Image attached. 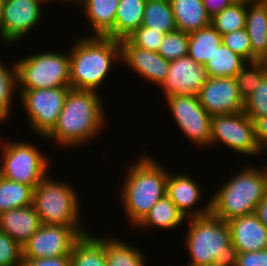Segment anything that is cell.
<instances>
[{
    "label": "cell",
    "instance_id": "836d02e7",
    "mask_svg": "<svg viewBox=\"0 0 267 266\" xmlns=\"http://www.w3.org/2000/svg\"><path fill=\"white\" fill-rule=\"evenodd\" d=\"M189 34L180 30L166 33L158 53L166 60H177L188 55Z\"/></svg>",
    "mask_w": 267,
    "mask_h": 266
},
{
    "label": "cell",
    "instance_id": "ab89813d",
    "mask_svg": "<svg viewBox=\"0 0 267 266\" xmlns=\"http://www.w3.org/2000/svg\"><path fill=\"white\" fill-rule=\"evenodd\" d=\"M21 266H71L70 255L52 258H23Z\"/></svg>",
    "mask_w": 267,
    "mask_h": 266
},
{
    "label": "cell",
    "instance_id": "30bf717a",
    "mask_svg": "<svg viewBox=\"0 0 267 266\" xmlns=\"http://www.w3.org/2000/svg\"><path fill=\"white\" fill-rule=\"evenodd\" d=\"M220 143L240 155L262 154L256 142L254 122L244 112L212 116L211 146Z\"/></svg>",
    "mask_w": 267,
    "mask_h": 266
},
{
    "label": "cell",
    "instance_id": "44dd1931",
    "mask_svg": "<svg viewBox=\"0 0 267 266\" xmlns=\"http://www.w3.org/2000/svg\"><path fill=\"white\" fill-rule=\"evenodd\" d=\"M119 0H80L77 6L83 8L90 23V36L114 39V23ZM92 31V32H91Z\"/></svg>",
    "mask_w": 267,
    "mask_h": 266
},
{
    "label": "cell",
    "instance_id": "5bb4252c",
    "mask_svg": "<svg viewBox=\"0 0 267 266\" xmlns=\"http://www.w3.org/2000/svg\"><path fill=\"white\" fill-rule=\"evenodd\" d=\"M204 65L196 63L189 55L171 60L165 80L160 85L164 98L172 95H198L209 79Z\"/></svg>",
    "mask_w": 267,
    "mask_h": 266
},
{
    "label": "cell",
    "instance_id": "ba28073f",
    "mask_svg": "<svg viewBox=\"0 0 267 266\" xmlns=\"http://www.w3.org/2000/svg\"><path fill=\"white\" fill-rule=\"evenodd\" d=\"M0 149V175L3 178L35 189L48 175L51 162L33 143L8 140Z\"/></svg>",
    "mask_w": 267,
    "mask_h": 266
},
{
    "label": "cell",
    "instance_id": "f546056e",
    "mask_svg": "<svg viewBox=\"0 0 267 266\" xmlns=\"http://www.w3.org/2000/svg\"><path fill=\"white\" fill-rule=\"evenodd\" d=\"M33 190L29 185L7 180L0 175V214L33 204Z\"/></svg>",
    "mask_w": 267,
    "mask_h": 266
},
{
    "label": "cell",
    "instance_id": "4dcf8cb0",
    "mask_svg": "<svg viewBox=\"0 0 267 266\" xmlns=\"http://www.w3.org/2000/svg\"><path fill=\"white\" fill-rule=\"evenodd\" d=\"M246 12L247 3L233 2L211 18V25L221 35L244 29L246 27Z\"/></svg>",
    "mask_w": 267,
    "mask_h": 266
},
{
    "label": "cell",
    "instance_id": "60d3db41",
    "mask_svg": "<svg viewBox=\"0 0 267 266\" xmlns=\"http://www.w3.org/2000/svg\"><path fill=\"white\" fill-rule=\"evenodd\" d=\"M254 125L257 145L261 153H264L267 149V116L257 118Z\"/></svg>",
    "mask_w": 267,
    "mask_h": 266
},
{
    "label": "cell",
    "instance_id": "8992f818",
    "mask_svg": "<svg viewBox=\"0 0 267 266\" xmlns=\"http://www.w3.org/2000/svg\"><path fill=\"white\" fill-rule=\"evenodd\" d=\"M75 191L69 183L47 175L33 190V206L41 224L73 226L81 235L90 232L82 226L81 201Z\"/></svg>",
    "mask_w": 267,
    "mask_h": 266
},
{
    "label": "cell",
    "instance_id": "e0dca14e",
    "mask_svg": "<svg viewBox=\"0 0 267 266\" xmlns=\"http://www.w3.org/2000/svg\"><path fill=\"white\" fill-rule=\"evenodd\" d=\"M203 191L199 183L195 182L189 175L185 173L175 175L170 171L168 172L166 195L186 219L203 217L211 213V199L206 202L204 208H195L200 200H203Z\"/></svg>",
    "mask_w": 267,
    "mask_h": 266
},
{
    "label": "cell",
    "instance_id": "7c38bea8",
    "mask_svg": "<svg viewBox=\"0 0 267 266\" xmlns=\"http://www.w3.org/2000/svg\"><path fill=\"white\" fill-rule=\"evenodd\" d=\"M82 235L73 226L41 224L22 245V258H52L70 255Z\"/></svg>",
    "mask_w": 267,
    "mask_h": 266
},
{
    "label": "cell",
    "instance_id": "7dc6e473",
    "mask_svg": "<svg viewBox=\"0 0 267 266\" xmlns=\"http://www.w3.org/2000/svg\"><path fill=\"white\" fill-rule=\"evenodd\" d=\"M0 122H3V121L0 120ZM3 142H4V141H2V140L0 139V145H1L0 147H1V148L3 147V145H2V144H4Z\"/></svg>",
    "mask_w": 267,
    "mask_h": 266
},
{
    "label": "cell",
    "instance_id": "9a60e30c",
    "mask_svg": "<svg viewBox=\"0 0 267 266\" xmlns=\"http://www.w3.org/2000/svg\"><path fill=\"white\" fill-rule=\"evenodd\" d=\"M201 106L211 115H224L243 112L241 98L235 78H209L199 91Z\"/></svg>",
    "mask_w": 267,
    "mask_h": 266
},
{
    "label": "cell",
    "instance_id": "603a6c76",
    "mask_svg": "<svg viewBox=\"0 0 267 266\" xmlns=\"http://www.w3.org/2000/svg\"><path fill=\"white\" fill-rule=\"evenodd\" d=\"M186 217L175 206L171 199L164 195L146 214V216L135 226L136 229H163L170 230L183 225Z\"/></svg>",
    "mask_w": 267,
    "mask_h": 266
},
{
    "label": "cell",
    "instance_id": "d6986e66",
    "mask_svg": "<svg viewBox=\"0 0 267 266\" xmlns=\"http://www.w3.org/2000/svg\"><path fill=\"white\" fill-rule=\"evenodd\" d=\"M41 221L33 204L0 214V231L21 246L40 228Z\"/></svg>",
    "mask_w": 267,
    "mask_h": 266
},
{
    "label": "cell",
    "instance_id": "74e56055",
    "mask_svg": "<svg viewBox=\"0 0 267 266\" xmlns=\"http://www.w3.org/2000/svg\"><path fill=\"white\" fill-rule=\"evenodd\" d=\"M222 43L247 62H252V50L246 28L222 35Z\"/></svg>",
    "mask_w": 267,
    "mask_h": 266
},
{
    "label": "cell",
    "instance_id": "1f68e13d",
    "mask_svg": "<svg viewBox=\"0 0 267 266\" xmlns=\"http://www.w3.org/2000/svg\"><path fill=\"white\" fill-rule=\"evenodd\" d=\"M1 60L2 59H0V120L5 121L11 115L12 99L14 98L13 96L18 93V82L16 62L11 64V67H7Z\"/></svg>",
    "mask_w": 267,
    "mask_h": 266
},
{
    "label": "cell",
    "instance_id": "e575fe53",
    "mask_svg": "<svg viewBox=\"0 0 267 266\" xmlns=\"http://www.w3.org/2000/svg\"><path fill=\"white\" fill-rule=\"evenodd\" d=\"M243 112L254 122L267 116V75L258 83L255 91L244 101Z\"/></svg>",
    "mask_w": 267,
    "mask_h": 266
},
{
    "label": "cell",
    "instance_id": "7bdbcfd3",
    "mask_svg": "<svg viewBox=\"0 0 267 266\" xmlns=\"http://www.w3.org/2000/svg\"><path fill=\"white\" fill-rule=\"evenodd\" d=\"M255 214L260 221L267 227V194L256 207Z\"/></svg>",
    "mask_w": 267,
    "mask_h": 266
},
{
    "label": "cell",
    "instance_id": "2e32d148",
    "mask_svg": "<svg viewBox=\"0 0 267 266\" xmlns=\"http://www.w3.org/2000/svg\"><path fill=\"white\" fill-rule=\"evenodd\" d=\"M120 42V62L131 68L144 80L160 86L165 80L170 61L158 52L133 46L126 38Z\"/></svg>",
    "mask_w": 267,
    "mask_h": 266
},
{
    "label": "cell",
    "instance_id": "d6a6232c",
    "mask_svg": "<svg viewBox=\"0 0 267 266\" xmlns=\"http://www.w3.org/2000/svg\"><path fill=\"white\" fill-rule=\"evenodd\" d=\"M267 75V60L246 62L235 75L241 98L245 101L257 88L258 83Z\"/></svg>",
    "mask_w": 267,
    "mask_h": 266
},
{
    "label": "cell",
    "instance_id": "277c9868",
    "mask_svg": "<svg viewBox=\"0 0 267 266\" xmlns=\"http://www.w3.org/2000/svg\"><path fill=\"white\" fill-rule=\"evenodd\" d=\"M248 166V167H247ZM211 198V214L224 221L253 214L267 194V169L246 165Z\"/></svg>",
    "mask_w": 267,
    "mask_h": 266
},
{
    "label": "cell",
    "instance_id": "7a4b0ae2",
    "mask_svg": "<svg viewBox=\"0 0 267 266\" xmlns=\"http://www.w3.org/2000/svg\"><path fill=\"white\" fill-rule=\"evenodd\" d=\"M147 154L129 164L121 188V204L129 225L134 227L166 195L169 170Z\"/></svg>",
    "mask_w": 267,
    "mask_h": 266
},
{
    "label": "cell",
    "instance_id": "b9f144b4",
    "mask_svg": "<svg viewBox=\"0 0 267 266\" xmlns=\"http://www.w3.org/2000/svg\"><path fill=\"white\" fill-rule=\"evenodd\" d=\"M233 2V0H203L205 10L210 18L219 14Z\"/></svg>",
    "mask_w": 267,
    "mask_h": 266
},
{
    "label": "cell",
    "instance_id": "ac0fdd59",
    "mask_svg": "<svg viewBox=\"0 0 267 266\" xmlns=\"http://www.w3.org/2000/svg\"><path fill=\"white\" fill-rule=\"evenodd\" d=\"M235 252L267 249V227L255 213L227 221Z\"/></svg>",
    "mask_w": 267,
    "mask_h": 266
},
{
    "label": "cell",
    "instance_id": "4316f807",
    "mask_svg": "<svg viewBox=\"0 0 267 266\" xmlns=\"http://www.w3.org/2000/svg\"><path fill=\"white\" fill-rule=\"evenodd\" d=\"M141 26L164 34L175 31L177 27L170 0H147Z\"/></svg>",
    "mask_w": 267,
    "mask_h": 266
},
{
    "label": "cell",
    "instance_id": "5b68a950",
    "mask_svg": "<svg viewBox=\"0 0 267 266\" xmlns=\"http://www.w3.org/2000/svg\"><path fill=\"white\" fill-rule=\"evenodd\" d=\"M188 221L185 246L191 258L187 266H231L235 251L228 223L211 213Z\"/></svg>",
    "mask_w": 267,
    "mask_h": 266
},
{
    "label": "cell",
    "instance_id": "d590c367",
    "mask_svg": "<svg viewBox=\"0 0 267 266\" xmlns=\"http://www.w3.org/2000/svg\"><path fill=\"white\" fill-rule=\"evenodd\" d=\"M165 34L152 28L140 26L126 39L138 48L158 52Z\"/></svg>",
    "mask_w": 267,
    "mask_h": 266
},
{
    "label": "cell",
    "instance_id": "8fae6325",
    "mask_svg": "<svg viewBox=\"0 0 267 266\" xmlns=\"http://www.w3.org/2000/svg\"><path fill=\"white\" fill-rule=\"evenodd\" d=\"M164 100L173 120L195 147L211 146L212 116L201 106L198 95H172Z\"/></svg>",
    "mask_w": 267,
    "mask_h": 266
},
{
    "label": "cell",
    "instance_id": "f6af8a7d",
    "mask_svg": "<svg viewBox=\"0 0 267 266\" xmlns=\"http://www.w3.org/2000/svg\"><path fill=\"white\" fill-rule=\"evenodd\" d=\"M4 1L5 0H0V18H1L2 11H3Z\"/></svg>",
    "mask_w": 267,
    "mask_h": 266
},
{
    "label": "cell",
    "instance_id": "cb8c5ba5",
    "mask_svg": "<svg viewBox=\"0 0 267 266\" xmlns=\"http://www.w3.org/2000/svg\"><path fill=\"white\" fill-rule=\"evenodd\" d=\"M71 266H108L104 236L86 233L73 245L70 253Z\"/></svg>",
    "mask_w": 267,
    "mask_h": 266
},
{
    "label": "cell",
    "instance_id": "52a82bcc",
    "mask_svg": "<svg viewBox=\"0 0 267 266\" xmlns=\"http://www.w3.org/2000/svg\"><path fill=\"white\" fill-rule=\"evenodd\" d=\"M18 90L70 87V55L44 51L17 60Z\"/></svg>",
    "mask_w": 267,
    "mask_h": 266
},
{
    "label": "cell",
    "instance_id": "9c48e42d",
    "mask_svg": "<svg viewBox=\"0 0 267 266\" xmlns=\"http://www.w3.org/2000/svg\"><path fill=\"white\" fill-rule=\"evenodd\" d=\"M71 87L19 90L30 130L46 137L55 127Z\"/></svg>",
    "mask_w": 267,
    "mask_h": 266
},
{
    "label": "cell",
    "instance_id": "ee69618b",
    "mask_svg": "<svg viewBox=\"0 0 267 266\" xmlns=\"http://www.w3.org/2000/svg\"><path fill=\"white\" fill-rule=\"evenodd\" d=\"M47 2L49 1H54V0H46ZM56 1H61V2H65V3H71V6H77V4L79 3L80 0H56Z\"/></svg>",
    "mask_w": 267,
    "mask_h": 266
},
{
    "label": "cell",
    "instance_id": "484cf974",
    "mask_svg": "<svg viewBox=\"0 0 267 266\" xmlns=\"http://www.w3.org/2000/svg\"><path fill=\"white\" fill-rule=\"evenodd\" d=\"M222 44V35L212 26L189 34L188 55L198 64L205 65Z\"/></svg>",
    "mask_w": 267,
    "mask_h": 266
},
{
    "label": "cell",
    "instance_id": "f1b7e54d",
    "mask_svg": "<svg viewBox=\"0 0 267 266\" xmlns=\"http://www.w3.org/2000/svg\"><path fill=\"white\" fill-rule=\"evenodd\" d=\"M108 266H145L147 260L141 250L116 237H104Z\"/></svg>",
    "mask_w": 267,
    "mask_h": 266
},
{
    "label": "cell",
    "instance_id": "6da1fadb",
    "mask_svg": "<svg viewBox=\"0 0 267 266\" xmlns=\"http://www.w3.org/2000/svg\"><path fill=\"white\" fill-rule=\"evenodd\" d=\"M104 111L98 92L70 88L57 123L44 140L63 148L86 145L102 133L107 120Z\"/></svg>",
    "mask_w": 267,
    "mask_h": 266
},
{
    "label": "cell",
    "instance_id": "83f0119b",
    "mask_svg": "<svg viewBox=\"0 0 267 266\" xmlns=\"http://www.w3.org/2000/svg\"><path fill=\"white\" fill-rule=\"evenodd\" d=\"M246 62L247 61L243 57L233 52L222 43L216 49L213 56L206 62L204 67L207 69L209 77L211 78H234Z\"/></svg>",
    "mask_w": 267,
    "mask_h": 266
},
{
    "label": "cell",
    "instance_id": "8d00e7d4",
    "mask_svg": "<svg viewBox=\"0 0 267 266\" xmlns=\"http://www.w3.org/2000/svg\"><path fill=\"white\" fill-rule=\"evenodd\" d=\"M22 246L0 231V266H21Z\"/></svg>",
    "mask_w": 267,
    "mask_h": 266
},
{
    "label": "cell",
    "instance_id": "3957f363",
    "mask_svg": "<svg viewBox=\"0 0 267 266\" xmlns=\"http://www.w3.org/2000/svg\"><path fill=\"white\" fill-rule=\"evenodd\" d=\"M69 49L70 87L98 92L114 63L120 61V42L101 36L81 35Z\"/></svg>",
    "mask_w": 267,
    "mask_h": 266
},
{
    "label": "cell",
    "instance_id": "d4e9b609",
    "mask_svg": "<svg viewBox=\"0 0 267 266\" xmlns=\"http://www.w3.org/2000/svg\"><path fill=\"white\" fill-rule=\"evenodd\" d=\"M146 1L119 0L114 23V39H125L142 25Z\"/></svg>",
    "mask_w": 267,
    "mask_h": 266
},
{
    "label": "cell",
    "instance_id": "7402d4cb",
    "mask_svg": "<svg viewBox=\"0 0 267 266\" xmlns=\"http://www.w3.org/2000/svg\"><path fill=\"white\" fill-rule=\"evenodd\" d=\"M177 30L190 34L211 25L203 0H170Z\"/></svg>",
    "mask_w": 267,
    "mask_h": 266
},
{
    "label": "cell",
    "instance_id": "bcb514c9",
    "mask_svg": "<svg viewBox=\"0 0 267 266\" xmlns=\"http://www.w3.org/2000/svg\"><path fill=\"white\" fill-rule=\"evenodd\" d=\"M234 2H243V3H249L252 2L254 0H233Z\"/></svg>",
    "mask_w": 267,
    "mask_h": 266
},
{
    "label": "cell",
    "instance_id": "4fadbf2b",
    "mask_svg": "<svg viewBox=\"0 0 267 266\" xmlns=\"http://www.w3.org/2000/svg\"><path fill=\"white\" fill-rule=\"evenodd\" d=\"M46 0H5L0 18V39L3 43L18 42L42 19L41 5Z\"/></svg>",
    "mask_w": 267,
    "mask_h": 266
},
{
    "label": "cell",
    "instance_id": "f35d334b",
    "mask_svg": "<svg viewBox=\"0 0 267 266\" xmlns=\"http://www.w3.org/2000/svg\"><path fill=\"white\" fill-rule=\"evenodd\" d=\"M231 266H267V249L235 252V260Z\"/></svg>",
    "mask_w": 267,
    "mask_h": 266
},
{
    "label": "cell",
    "instance_id": "ffe728a7",
    "mask_svg": "<svg viewBox=\"0 0 267 266\" xmlns=\"http://www.w3.org/2000/svg\"><path fill=\"white\" fill-rule=\"evenodd\" d=\"M252 50V62L267 60V1L247 3L246 27Z\"/></svg>",
    "mask_w": 267,
    "mask_h": 266
}]
</instances>
